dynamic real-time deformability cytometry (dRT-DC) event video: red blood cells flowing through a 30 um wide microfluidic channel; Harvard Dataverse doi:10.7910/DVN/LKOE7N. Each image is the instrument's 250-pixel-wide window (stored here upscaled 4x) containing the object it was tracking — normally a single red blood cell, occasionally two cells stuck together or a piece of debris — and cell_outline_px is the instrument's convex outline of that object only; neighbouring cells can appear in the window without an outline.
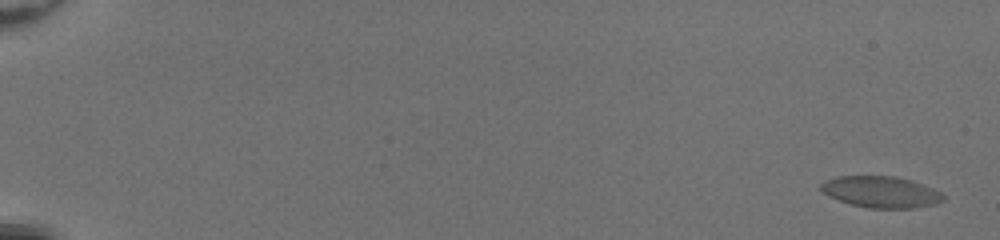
{"species": "common noctule bat (a hibernating species)", "species_latin": "Nyctalus noctula", "temperature_condition": "room temperature", "stored_images_in_passage": 55, "camera_frame_rate_fps": 3000, "um_per_image_px": 0.085, "animal": {"sex": "female", "body_mass_g": 20.0, "forearm_length_mm": 54.0}, "frame": {"image": 1, "passage_image": 3, "time_ms": 0.667, "image_size_px": [1000, 240], "cell_outline_px": [[944, 200], [932, 204], [916, 208], [868, 208], [852, 204], [828, 196], [820, 188], [820, 184], [836, 176], [896, 176], [932, 188], [940, 192], [944, 196]], "centroid_in_image_um": [74.86, 16.32], "position_along_channel_um": 10.1, "area_um2": 22.02}}
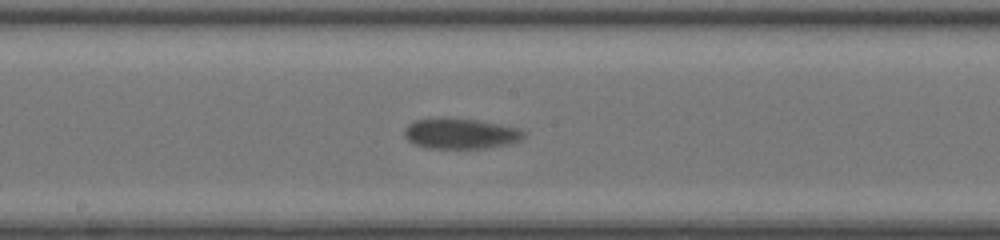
{"frame": {"image": 2, "passage_image": 33, "time_ms": 10.667, "image_size_px": [1000, 240], "cell_outline_px": [[524, 136], [520, 140], [508, 144], [484, 148], [428, 148], [412, 144], [404, 136], [404, 128], [408, 124], [416, 120], [444, 116], [480, 120], [520, 128], [524, 132]], "centroid_in_image_um": [39.11, 11.33], "position_along_channel_um": 209.1, "area_um2": 21.62}}
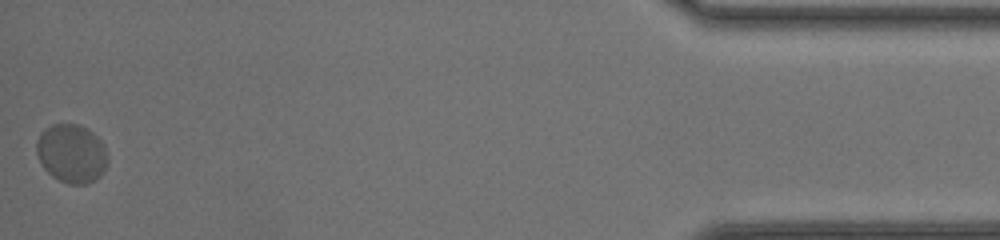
{"frame": {"image": 3, "passage_image": 55, "time_ms": 18.0, "image_size_px": [1000, 240], "cell_outline_px": [[108, 160], [100, 176], [84, 184], [68, 184], [52, 176], [40, 164], [36, 152], [36, 140], [40, 132], [44, 128], [52, 124], [80, 124], [92, 132], [104, 144], [108, 156]], "centroid_in_image_um": [6.05, 13.02], "position_along_channel_um": 429.1, "area_um2": 24.45}, "authors_computed_cell_mechanics": {"area_um2": 21.5016, "velocity_mm_per_s": 4.0505, "shape_relaxation_time_tau1_ms": 5.3441, "shape_relaxation_time_tau2_ms": null, "deformation_change_tau1": 0.1101, "deformation_change_tau2": null}}